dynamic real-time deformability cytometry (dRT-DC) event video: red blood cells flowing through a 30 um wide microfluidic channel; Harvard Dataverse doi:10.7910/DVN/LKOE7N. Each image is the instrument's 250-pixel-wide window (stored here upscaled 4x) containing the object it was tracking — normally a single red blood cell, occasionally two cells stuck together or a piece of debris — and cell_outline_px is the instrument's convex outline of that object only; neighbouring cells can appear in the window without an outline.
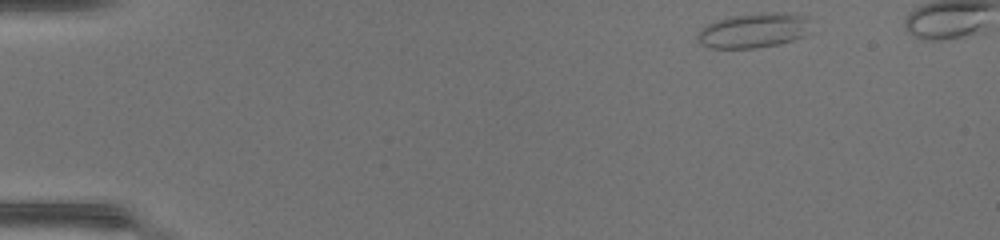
{"species": "common noctule bat (a hibernating species)", "species_latin": "Nyctalus noctula", "temperature_condition": "warm", "stored_images_in_passage": 39, "camera_frame_rate_fps": 3000, "um_per_image_px": 0.085, "animal": {"sex": "female", "body_mass_g": 17.0, "forearm_length_mm": 48.0}, "frame": {"image": 1, "passage_image": 1, "time_ms": 0.0, "image_size_px": [1000, 240], "cell_outline_px": [[812, 32], [804, 36], [780, 44], [756, 48], [712, 48], [700, 44], [696, 40], [696, 32], [700, 28], [716, 20], [728, 16], [760, 12], [788, 12], [808, 16]], "centroid_in_image_um": [64.08, 2.57], "position_along_channel_um": 20.9, "area_um2": 23.76}}
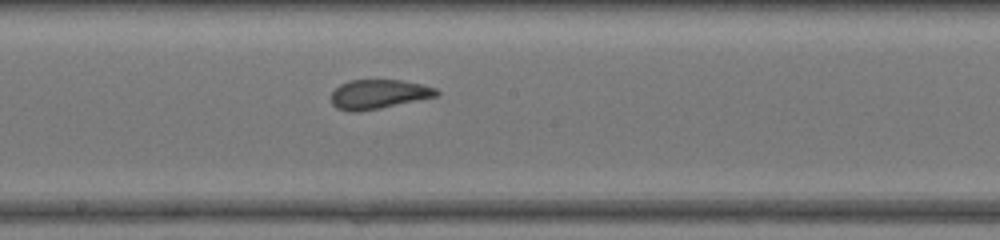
{"frame": {"image": 2, "passage_image": 22, "time_ms": 7.0, "image_size_px": [1000, 240], "cell_outline_px": [[440, 96], [380, 108], [356, 112], [352, 112], [336, 108], [332, 104], [332, 92], [340, 84], [348, 80], [400, 80], [420, 84], [436, 88], [440, 92]], "centroid_in_image_um": [32.2, 8.01], "position_along_channel_um": 216.0, "area_um2": 18.03}}
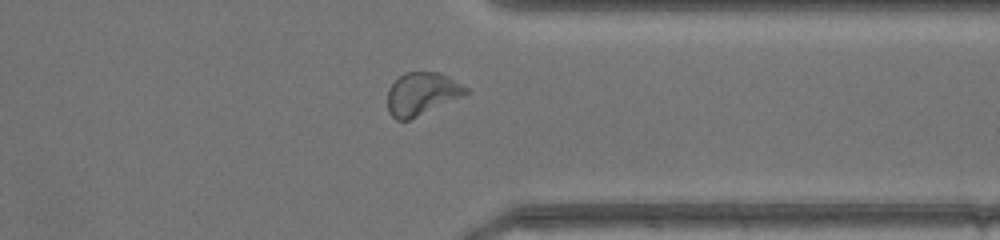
{"frame": {"image": 3, "passage_image": 33, "time_ms": 10.667, "image_size_px": [1000, 240], "cell_outline_px": [[468, 92], [460, 96], [408, 120], [396, 120], [388, 112], [388, 88], [400, 76], [408, 72], [440, 72], [448, 76], [468, 88]], "centroid_in_image_um": [35.81, 7.95], "position_along_channel_um": 375.6, "area_um2": 18.96}}